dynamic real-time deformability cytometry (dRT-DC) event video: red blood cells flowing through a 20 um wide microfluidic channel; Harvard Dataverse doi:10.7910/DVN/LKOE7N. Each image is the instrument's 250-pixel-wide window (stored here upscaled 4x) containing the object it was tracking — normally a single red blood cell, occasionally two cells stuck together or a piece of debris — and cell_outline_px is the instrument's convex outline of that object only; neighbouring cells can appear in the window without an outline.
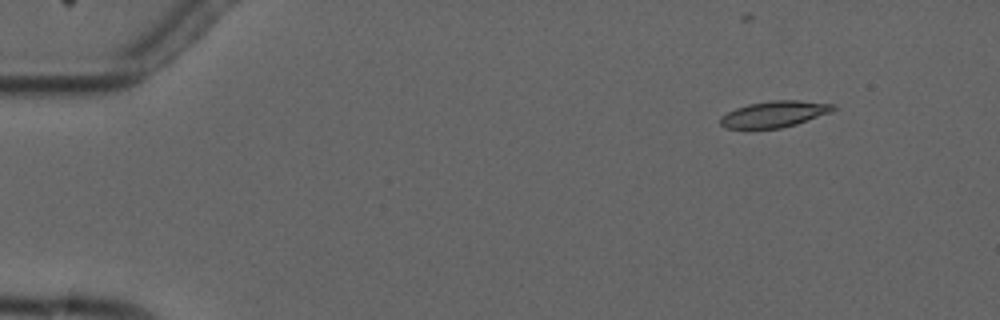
{"species": "common noctule bat (a hibernating species)", "species_latin": "Nyctalus noctula", "temperature_condition": "cold", "stored_images_in_passage": 4, "camera_frame_rate_fps": 3000, "um_per_image_px": 0.085, "animal": {"sex": "male", "forearm_length_mm": 52.5}, "frame": {"image": 1, "passage_image": 1, "time_ms": 0.0, "image_size_px": [1000, 320], "cell_outline_px": [[836, 108], [832, 112], [796, 124], [780, 128], [724, 128], [720, 124], [720, 120], [728, 112], [736, 108], [748, 104], [768, 100], [796, 100], [836, 104]], "centroid_in_image_um": [65.86, 9.69], "position_along_channel_um": 19.1, "area_um2": 17.17}}